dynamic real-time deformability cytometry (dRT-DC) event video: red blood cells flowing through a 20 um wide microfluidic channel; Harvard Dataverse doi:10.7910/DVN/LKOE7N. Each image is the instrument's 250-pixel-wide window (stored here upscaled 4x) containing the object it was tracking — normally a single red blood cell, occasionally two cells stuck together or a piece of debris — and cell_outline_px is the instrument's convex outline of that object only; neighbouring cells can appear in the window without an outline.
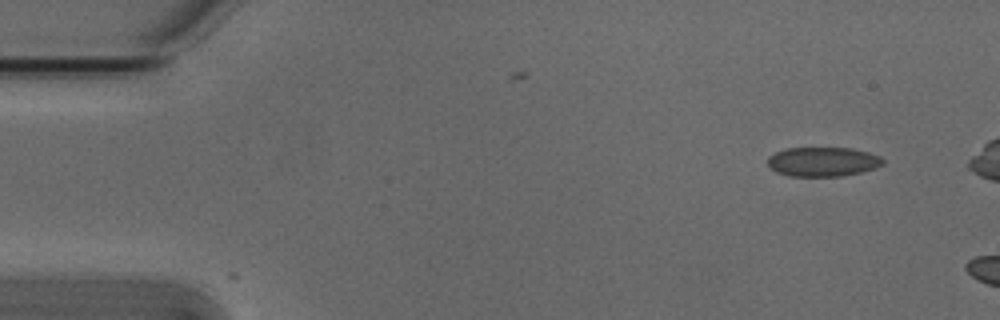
{"species": "Egyptian fruit bat (a non-hibernating species)", "species_latin": "Rousettus aegyptiacus", "temperature_condition": "cold", "stored_images_in_passage": 2, "camera_frame_rate_fps": 3000, "um_per_image_px": 0.085, "animal": {"sex": "male"}, "frame": {"image": 1, "passage_image": 2, "time_ms": 0.333, "image_size_px": [1000, 320], "cell_outline_px": [[884, 164], [876, 168], [860, 172], [840, 176], [788, 176], [776, 172], [768, 168], [768, 156], [784, 148], [852, 148], [868, 152], [880, 156], [884, 160]], "centroid_in_image_um": [69.92, 13.74], "position_along_channel_um": 15.1, "area_um2": 19.88}}